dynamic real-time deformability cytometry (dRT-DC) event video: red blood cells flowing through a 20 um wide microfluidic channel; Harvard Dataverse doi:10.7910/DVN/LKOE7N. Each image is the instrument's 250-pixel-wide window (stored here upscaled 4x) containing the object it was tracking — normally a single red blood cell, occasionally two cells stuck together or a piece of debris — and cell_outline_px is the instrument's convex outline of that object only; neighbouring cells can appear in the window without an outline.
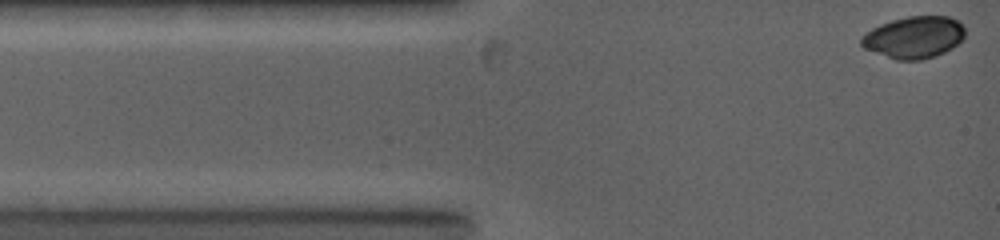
{"species": "common noctule bat (a hibernating species)", "species_latin": "Nyctalus noctula", "temperature_condition": "warm", "stored_images_in_passage": 8, "camera_frame_rate_fps": 5000, "um_per_image_px": 0.085, "animal": {"sex": "female", "body_mass_g": 19.0, "forearm_length_mm": 53.3}, "frame": {"image": 1, "passage_image": 1, "time_ms": 0.0, "image_size_px": [1000, 240], "cell_outline_px": [[964, 36], [952, 48], [936, 56], [920, 60], [896, 60], [864, 48], [860, 44], [860, 40], [872, 28], [880, 24], [892, 20], [908, 16], [948, 16], [956, 20], [964, 28]], "centroid_in_image_um": [77.68, 3.17], "position_along_channel_um": 7.3, "area_um2": 25.09}}
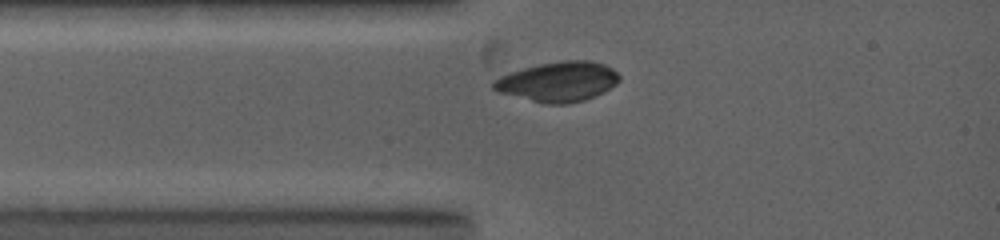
{"frame": {"image": 2, "passage_image": 8, "time_ms": 2.0, "image_size_px": [1000, 240], "cell_outline_px": [[620, 80], [616, 84], [604, 92], [584, 100], [568, 104], [544, 104], [496, 92], [492, 88], [492, 80], [500, 76], [524, 68], [540, 64], [560, 60], [588, 60], [604, 64], [612, 68], [620, 76]], "centroid_in_image_um": [47.43, 6.95], "position_along_channel_um": 37.6, "area_um2": 29.42}}